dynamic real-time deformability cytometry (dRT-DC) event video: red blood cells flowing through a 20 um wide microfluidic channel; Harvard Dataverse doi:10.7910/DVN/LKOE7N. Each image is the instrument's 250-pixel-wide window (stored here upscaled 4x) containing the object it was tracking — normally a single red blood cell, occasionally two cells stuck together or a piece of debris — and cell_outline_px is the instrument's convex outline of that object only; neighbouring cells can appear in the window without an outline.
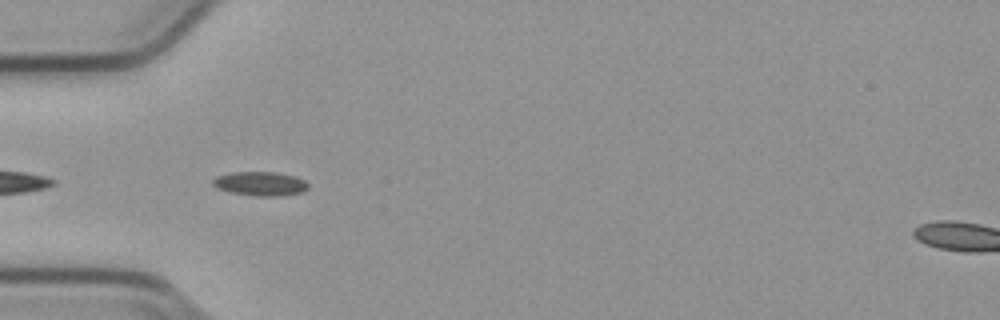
{"species": "common noctule bat (a hibernating species)", "species_latin": "Nyctalus noctula", "temperature_condition": "cold", "stored_images_in_passage": 25, "camera_frame_rate_fps": 3000, "um_per_image_px": 0.085, "animal": {"sex": "male", "body_mass_g": 23.1, "forearm_length_mm": 52.7}, "frame": {"image": 1, "passage_image": 2, "time_ms": 0.333, "image_size_px": [1000, 320], "cell_outline_px": [[308, 188], [304, 192], [276, 196], [256, 196], [232, 192], [216, 188], [212, 184], [212, 180], [216, 176], [228, 172], [276, 172], [296, 176], [304, 180], [308, 184]], "centroid_in_image_um": [22.12, 15.6], "position_along_channel_um": 62.9, "area_um2": 13.47}}
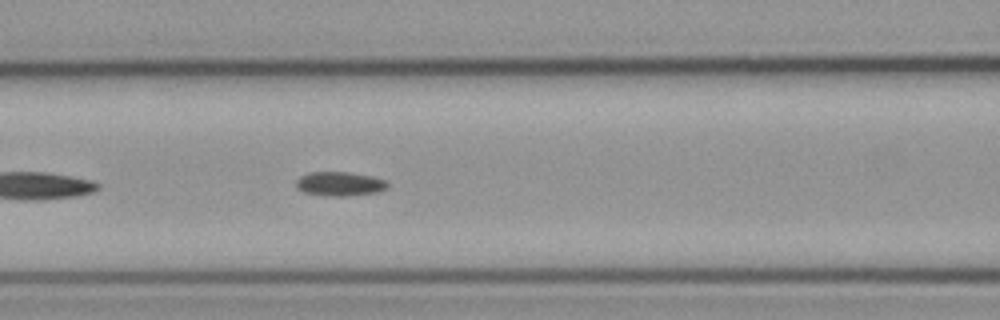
{"frame": {"image": 2, "passage_image": 8, "time_ms": 2.333, "image_size_px": [1000, 320], "cell_outline_px": [[388, 188], [376, 192], [344, 196], [328, 196], [304, 192], [296, 184], [296, 180], [300, 176], [308, 172], [348, 172], [372, 176], [384, 180], [388, 184]], "centroid_in_image_um": [28.88, 15.62], "position_along_channel_um": 137.7, "area_um2": 12.72}}
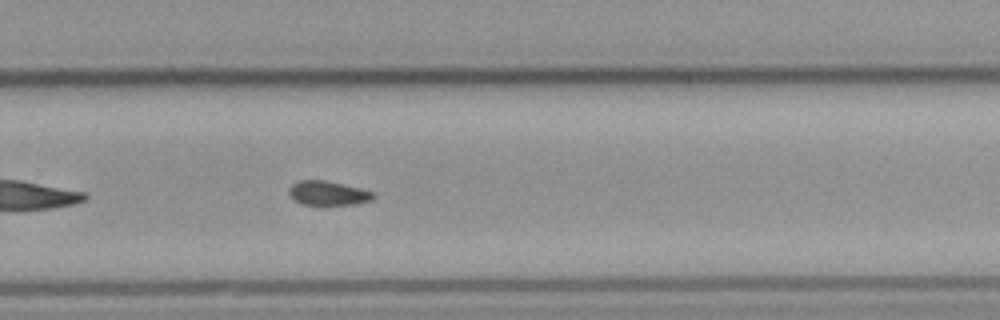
{"frame": {"image": 3, "passage_image": 21, "time_ms": 6.667, "image_size_px": [1000, 320], "cell_outline_px": [[376, 196], [372, 200], [356, 204], [300, 204], [288, 192], [288, 188], [292, 184], [300, 180], [324, 180], [360, 188], [372, 192]], "centroid_in_image_um": [27.88, 16.41], "position_along_channel_um": 301.9, "area_um2": 11.73}}